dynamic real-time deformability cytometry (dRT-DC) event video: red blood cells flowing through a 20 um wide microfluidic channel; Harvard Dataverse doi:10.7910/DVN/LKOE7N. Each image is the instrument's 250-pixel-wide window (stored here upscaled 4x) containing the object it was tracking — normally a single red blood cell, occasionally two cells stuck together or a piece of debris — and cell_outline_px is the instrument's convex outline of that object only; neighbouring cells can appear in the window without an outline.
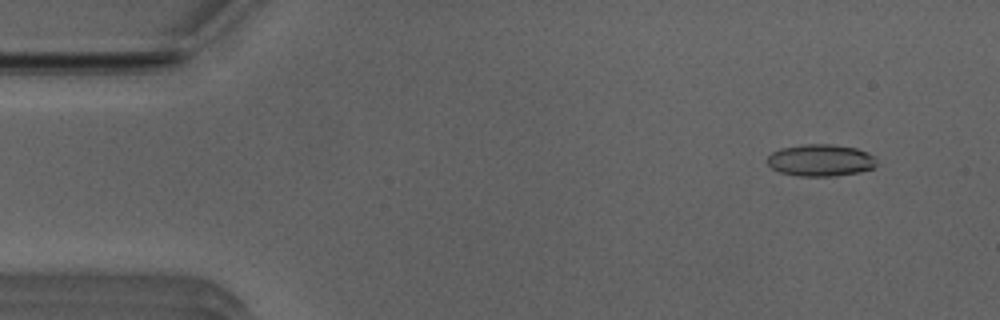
{"species": "Egyptian fruit bat (a non-hibernating species)", "species_latin": "Rousettus aegyptiacus", "temperature_condition": "room temperature", "stored_images_in_passage": 12, "camera_frame_rate_fps": 3000, "um_per_image_px": 0.085, "animal": {"sex": "male"}, "frame": {"image": 1, "passage_image": 3, "time_ms": 0.667, "image_size_px": [1000, 320], "cell_outline_px": [[876, 164], [872, 168], [860, 172], [836, 176], [796, 176], [780, 172], [772, 168], [768, 164], [768, 156], [772, 152], [780, 148], [808, 144], [832, 144], [856, 148], [876, 156]], "centroid_in_image_um": [69.76, 13.63], "position_along_channel_um": 15.2, "area_um2": 20.4}}
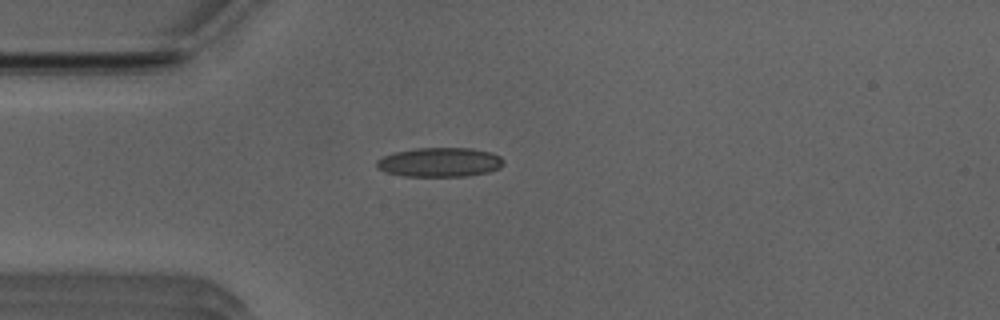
{"frame": {"image": 2, "passage_image": 12, "time_ms": 3.667, "image_size_px": [1000, 320], "cell_outline_px": [[504, 164], [500, 168], [488, 172], [468, 176], [404, 176], [384, 172], [376, 168], [376, 160], [384, 156], [396, 152], [416, 148], [468, 148], [492, 152], [500, 156], [504, 160]], "centroid_in_image_um": [37.38, 13.79], "position_along_channel_um": 47.6, "area_um2": 21.79}}